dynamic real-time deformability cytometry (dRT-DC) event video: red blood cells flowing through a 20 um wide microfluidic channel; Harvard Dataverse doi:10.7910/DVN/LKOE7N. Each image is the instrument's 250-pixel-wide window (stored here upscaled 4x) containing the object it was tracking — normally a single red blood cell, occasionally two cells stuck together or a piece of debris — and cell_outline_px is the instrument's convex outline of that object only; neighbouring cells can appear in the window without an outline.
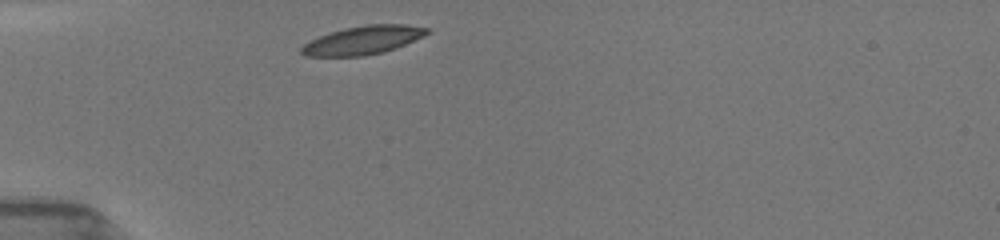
{"species": "common noctule bat (a hibernating species)", "species_latin": "Nyctalus noctula", "temperature_condition": "room temperature", "stored_images_in_passage": 8, "camera_frame_rate_fps": 3000, "um_per_image_px": 0.085, "animal": {"sex": "female", "body_mass_g": 19.5, "forearm_length_mm": 54.1}, "frame": {"image": 1, "passage_image": 1, "time_ms": 0.0, "image_size_px": [1000, 240], "cell_outline_px": [[432, 32], [424, 36], [396, 48], [384, 52], [364, 56], [304, 56], [300, 52], [300, 48], [304, 44], [320, 36], [344, 28], [368, 24], [404, 24], [428, 28]], "centroid_in_image_um": [30.89, 3.42], "position_along_channel_um": 54.1, "area_um2": 20.81}}
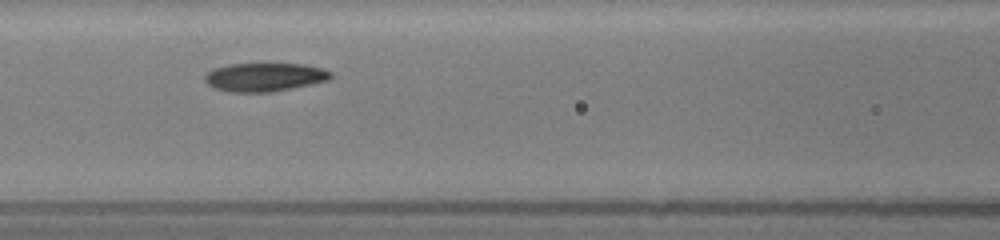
{"frame": {"image": 2, "passage_image": 6, "time_ms": 2.667, "image_size_px": [1000, 240], "cell_outline_px": [[332, 76], [328, 80], [292, 88], [272, 92], [232, 92], [212, 88], [204, 80], [204, 76], [212, 68], [228, 64], [304, 64], [324, 68], [332, 72]], "centroid_in_image_um": [22.47, 6.55], "position_along_channel_um": 144.1, "area_um2": 21.04}}
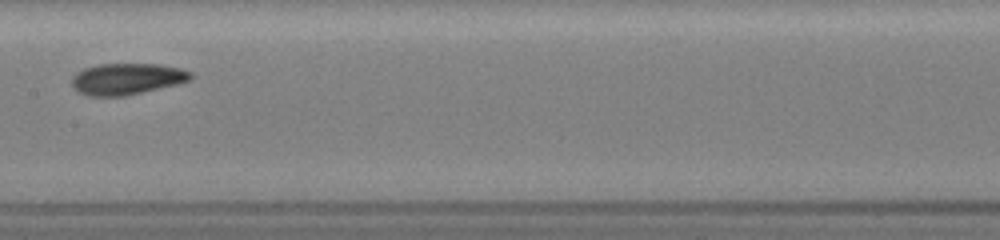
{"frame": {"image": 3, "passage_image": 8, "time_ms": 4.0, "image_size_px": [1000, 240], "cell_outline_px": [[192, 80], [180, 84], [124, 96], [88, 96], [80, 92], [72, 84], [72, 76], [76, 72], [84, 68], [96, 64], [160, 64], [180, 68], [192, 72]], "centroid_in_image_um": [10.82, 6.7], "position_along_channel_um": 196.6, "area_um2": 21.91}}